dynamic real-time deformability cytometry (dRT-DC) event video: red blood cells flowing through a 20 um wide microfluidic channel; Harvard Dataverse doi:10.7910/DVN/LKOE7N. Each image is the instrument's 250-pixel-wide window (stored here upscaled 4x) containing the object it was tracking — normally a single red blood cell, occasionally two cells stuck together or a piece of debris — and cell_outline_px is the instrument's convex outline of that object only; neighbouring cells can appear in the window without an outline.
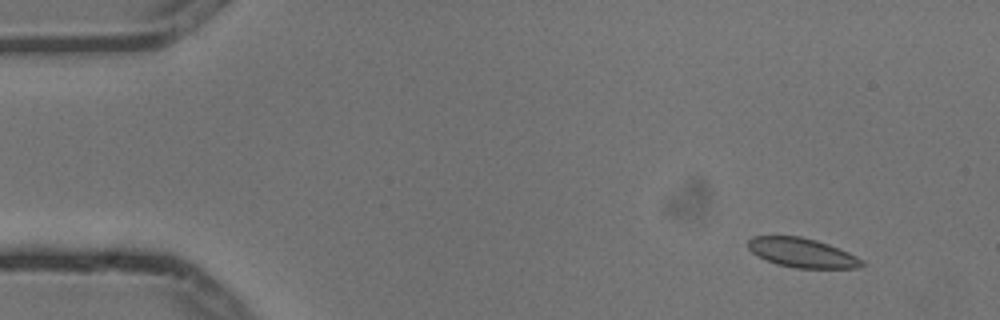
{"species": "common noctule bat (a hibernating species)", "species_latin": "Nyctalus noctula", "temperature_condition": "cold", "stored_images_in_passage": 4, "camera_frame_rate_fps": 3000, "um_per_image_px": 0.085, "animal": {"sex": "male", "body_mass_g": 13.3}, "frame": {"image": 1, "passage_image": 1, "time_ms": 0.0, "image_size_px": [1000, 320], "cell_outline_px": [[864, 264], [856, 268], [796, 268], [776, 264], [752, 252], [748, 248], [748, 240], [752, 236], [800, 236], [816, 240], [828, 244], [848, 252], [864, 260]], "centroid_in_image_um": [68.18, 21.48], "position_along_channel_um": 16.8, "area_um2": 19.31}}
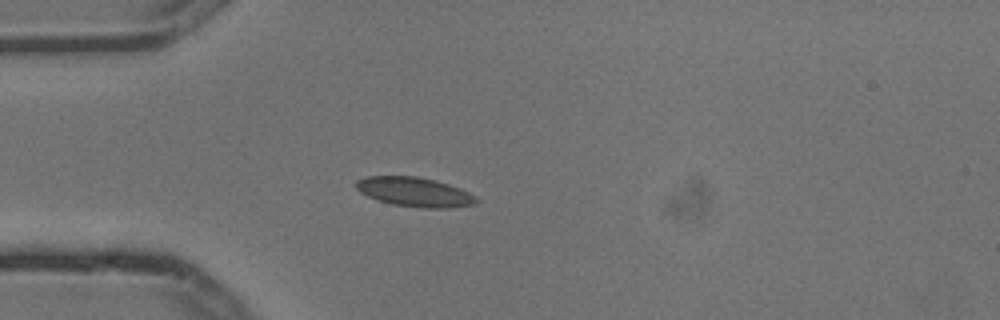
{"frame": {"image": 2, "passage_image": 4, "time_ms": 1.0, "image_size_px": [1000, 320], "cell_outline_px": [[480, 200], [476, 204], [452, 208], [424, 208], [392, 204], [376, 200], [360, 192], [356, 188], [356, 180], [364, 176], [416, 176], [436, 180], [460, 188], [476, 196]], "centroid_in_image_um": [35.25, 16.32], "position_along_channel_um": 49.7, "area_um2": 20.81}}